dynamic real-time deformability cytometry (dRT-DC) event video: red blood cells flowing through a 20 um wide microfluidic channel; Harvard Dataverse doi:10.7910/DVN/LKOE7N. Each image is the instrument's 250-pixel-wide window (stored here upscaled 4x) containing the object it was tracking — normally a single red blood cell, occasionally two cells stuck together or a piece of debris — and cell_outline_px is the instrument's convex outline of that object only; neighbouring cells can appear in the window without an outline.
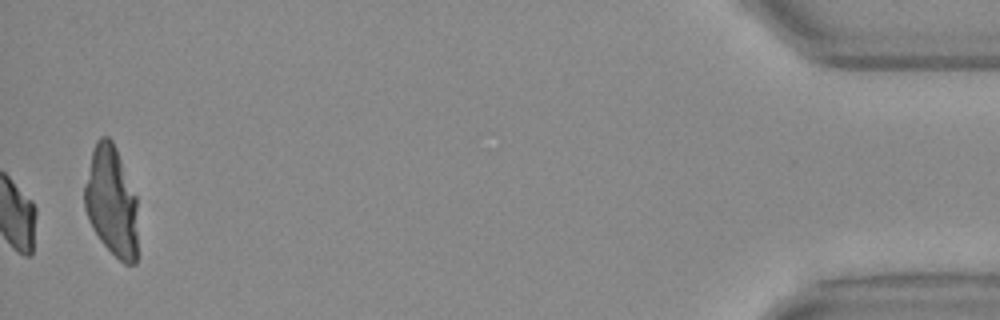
{"species": "Egyptian fruit bat (a non-hibernating species)", "species_latin": "Rousettus aegyptiacus", "temperature_condition": "warm", "stored_images_in_passage": 45, "camera_frame_rate_fps": 3000, "um_per_image_px": 0.085, "animal": {"sex": "female"}, "frame": {"image": 1, "passage_image": 45, "time_ms": 14.667, "image_size_px": [1000, 320], "cell_outline_px": [[136, 264], [124, 264], [100, 240], [92, 228], [88, 220], [84, 208], [84, 184], [92, 152], [96, 140], [100, 136], [108, 136], [112, 140], [116, 148], [136, 196]], "centroid_in_image_um": [9.45, 17.1], "position_along_channel_um": 425.8, "area_um2": 33.99}, "authors_computed_cell_mechanics": {"area_um2": 20.7502, "velocity_mm_per_s": 3.7818, "shape_relaxation_time_tau1_ms": null, "shape_relaxation_time_tau2_ms": 2.2322, "deformation_change_tau1": null, "deformation_change_tau2": 0.0541}}